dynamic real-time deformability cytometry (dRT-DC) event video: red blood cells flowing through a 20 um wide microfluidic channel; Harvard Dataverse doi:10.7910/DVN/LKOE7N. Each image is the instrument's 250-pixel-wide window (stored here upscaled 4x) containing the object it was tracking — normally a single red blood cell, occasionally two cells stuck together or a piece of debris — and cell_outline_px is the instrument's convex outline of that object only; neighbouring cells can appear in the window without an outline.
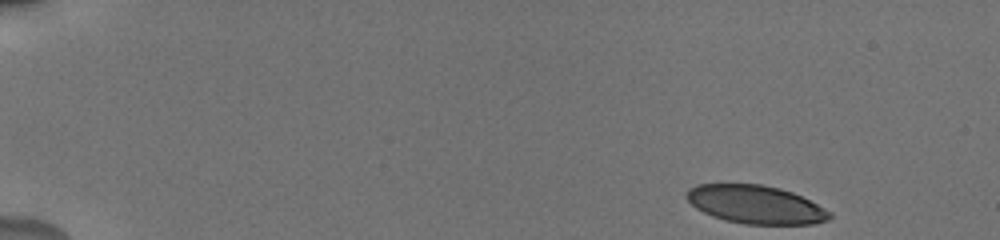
{"species": "human", "species_latin": "Homo sapiens", "temperature_condition": "cold", "stored_images_in_passage": 17, "camera_frame_rate_fps": 3000, "um_per_image_px": 0.085, "donor": {"sex": "male"}, "frame": {"image": 1, "passage_image": 1, "time_ms": 0.0, "image_size_px": [1000, 240], "cell_outline_px": [[832, 216], [828, 220], [812, 224], [744, 224], [724, 220], [712, 216], [696, 208], [684, 196], [688, 188], [696, 184], [760, 184], [780, 188], [792, 192], [832, 212]], "centroid_in_image_um": [64.2, 17.38], "position_along_channel_um": 20.8, "area_um2": 31.91}}
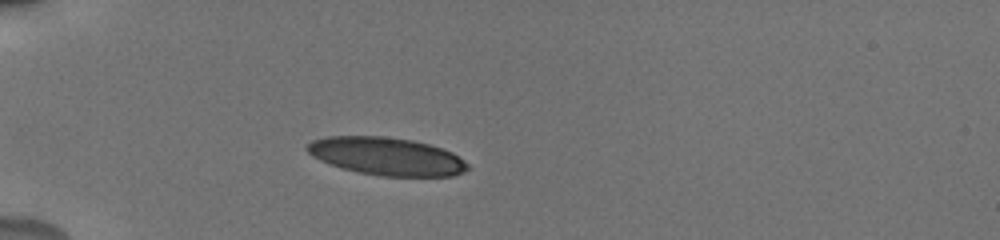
{"frame": {"image": 2, "passage_image": 12, "time_ms": 3.667, "image_size_px": [1000, 240], "cell_outline_px": [[468, 168], [464, 172], [452, 176], [380, 176], [360, 172], [344, 168], [320, 160], [312, 156], [304, 148], [312, 140], [324, 136], [384, 136], [412, 140], [428, 144], [452, 152], [464, 160], [468, 164]], "centroid_in_image_um": [32.85, 13.28], "position_along_channel_um": 52.2, "area_um2": 35.26}}
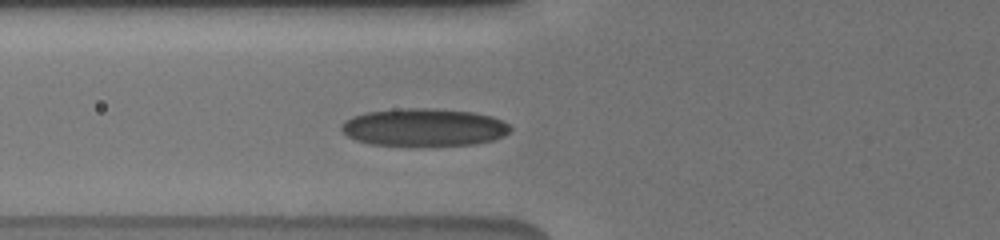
{"frame": {"image": 3, "passage_image": 17, "time_ms": 5.333, "image_size_px": [1000, 240], "cell_outline_px": [[512, 128], [504, 136], [492, 140], [476, 144], [372, 144], [356, 140], [348, 136], [340, 128], [340, 124], [344, 120], [352, 116], [364, 112], [404, 108], [436, 108], [472, 112], [492, 116], [508, 124]], "centroid_in_image_um": [36.02, 10.79], "position_along_channel_um": 89.8, "area_um2": 36.65}}